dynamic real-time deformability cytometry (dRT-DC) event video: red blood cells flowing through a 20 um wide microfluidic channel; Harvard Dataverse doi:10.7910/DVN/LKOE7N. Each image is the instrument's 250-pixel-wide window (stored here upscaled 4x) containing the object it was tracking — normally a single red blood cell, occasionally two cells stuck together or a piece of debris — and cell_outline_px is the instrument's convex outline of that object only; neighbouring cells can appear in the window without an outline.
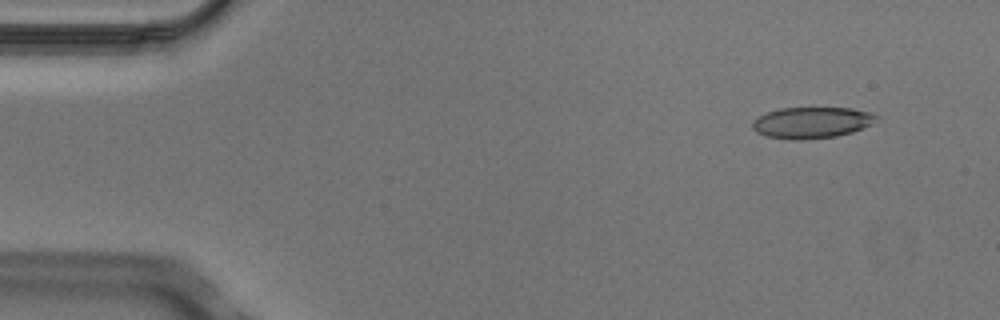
{"species": "Egyptian fruit bat (a non-hibernating species)", "species_latin": "Rousettus aegyptiacus", "temperature_condition": "cold", "stored_images_in_passage": 5, "camera_frame_rate_fps": 3000, "um_per_image_px": 0.085, "animal": {"sex": "male"}, "frame": {"image": 1, "passage_image": 2, "time_ms": 0.333, "image_size_px": [1000, 320], "cell_outline_px": [[876, 116], [872, 124], [864, 128], [852, 132], [836, 136], [804, 140], [792, 140], [768, 136], [756, 132], [752, 128], [752, 120], [768, 112], [780, 108], [852, 108], [868, 112]], "centroid_in_image_um": [68.97, 10.43], "position_along_channel_um": 16.0, "area_um2": 22.43}}